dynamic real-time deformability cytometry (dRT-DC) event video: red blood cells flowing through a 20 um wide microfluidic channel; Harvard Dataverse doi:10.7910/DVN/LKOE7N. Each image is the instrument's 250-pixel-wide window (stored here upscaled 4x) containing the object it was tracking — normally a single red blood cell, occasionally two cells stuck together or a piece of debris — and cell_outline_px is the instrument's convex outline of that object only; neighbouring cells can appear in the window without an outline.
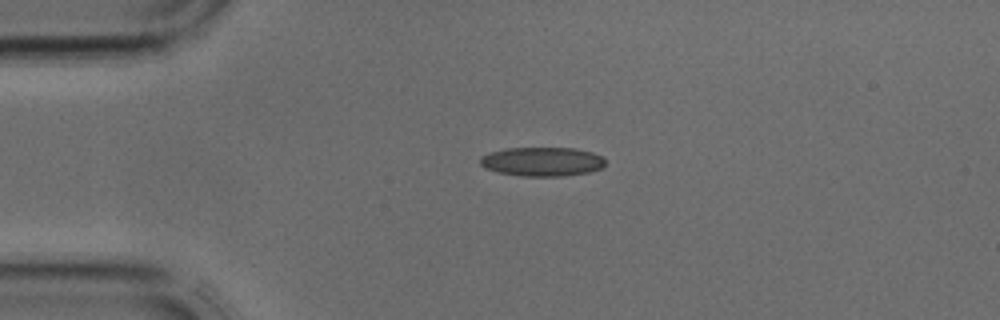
{"species": "common noctule bat (a hibernating species)", "species_latin": "Nyctalus noctula", "temperature_condition": "cold", "stored_images_in_passage": 2, "camera_frame_rate_fps": 3000, "um_per_image_px": 0.085, "animal": {"sex": "male", "body_mass_g": 17.9, "forearm_length_mm": 54.2}, "frame": {"image": 1, "passage_image": 1, "time_ms": 0.0, "image_size_px": [1000, 320], "cell_outline_px": [[604, 164], [600, 168], [588, 172], [564, 176], [520, 176], [500, 172], [484, 168], [480, 164], [480, 156], [488, 152], [504, 148], [576, 148], [592, 152], [600, 156], [604, 160]], "centroid_in_image_um": [46.03, 13.73], "position_along_channel_um": 39.0, "area_um2": 21.21}}
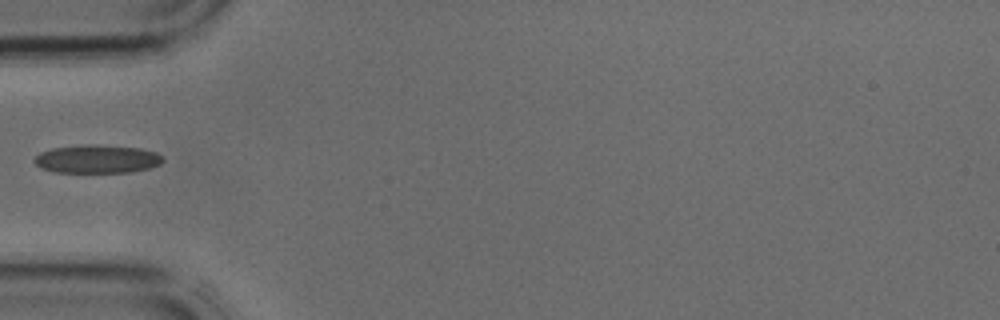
{"frame": {"image": 2, "passage_image": 2, "time_ms": 0.333, "image_size_px": [1000, 320], "cell_outline_px": [[164, 160], [160, 164], [148, 168], [128, 172], [56, 172], [40, 168], [32, 160], [40, 152], [52, 148], [84, 144], [100, 144], [140, 148], [156, 152]], "centroid_in_image_um": [8.22, 13.5], "position_along_channel_um": 76.8, "area_um2": 21.27}}